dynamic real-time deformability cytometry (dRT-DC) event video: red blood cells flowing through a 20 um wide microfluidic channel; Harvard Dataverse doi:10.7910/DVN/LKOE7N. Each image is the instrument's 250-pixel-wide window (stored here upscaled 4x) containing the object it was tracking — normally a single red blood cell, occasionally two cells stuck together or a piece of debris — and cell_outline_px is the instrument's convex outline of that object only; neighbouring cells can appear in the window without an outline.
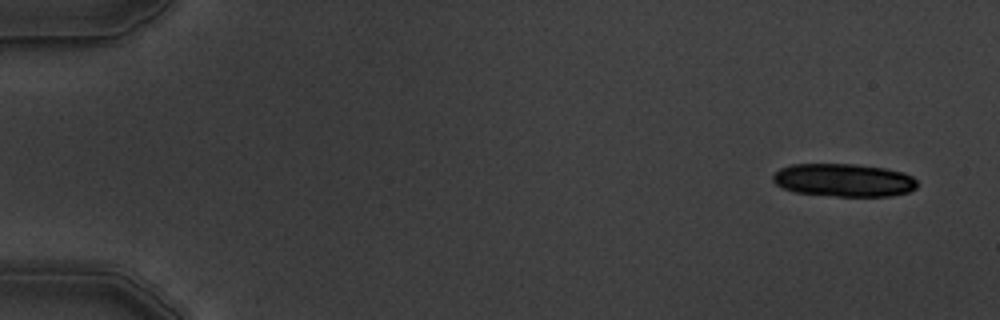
{"species": "common noctule bat (a hibernating species)", "species_latin": "Nyctalus noctula", "temperature_condition": "warm", "stored_images_in_passage": 5, "camera_frame_rate_fps": 3000, "um_per_image_px": 0.085, "animal": {"sex": "male", "body_mass_g": 19.5, "forearm_length_mm": 54.6}, "frame": {"image": 1, "passage_image": 1, "time_ms": 0.0, "image_size_px": [1000, 320], "cell_outline_px": [[916, 188], [908, 192], [888, 196], [836, 196], [796, 192], [784, 188], [776, 184], [772, 180], [772, 176], [780, 168], [792, 164], [856, 164], [884, 168], [904, 172], [912, 176], [916, 180]], "centroid_in_image_um": [71.72, 15.3], "position_along_channel_um": 13.3, "area_um2": 27.69}}